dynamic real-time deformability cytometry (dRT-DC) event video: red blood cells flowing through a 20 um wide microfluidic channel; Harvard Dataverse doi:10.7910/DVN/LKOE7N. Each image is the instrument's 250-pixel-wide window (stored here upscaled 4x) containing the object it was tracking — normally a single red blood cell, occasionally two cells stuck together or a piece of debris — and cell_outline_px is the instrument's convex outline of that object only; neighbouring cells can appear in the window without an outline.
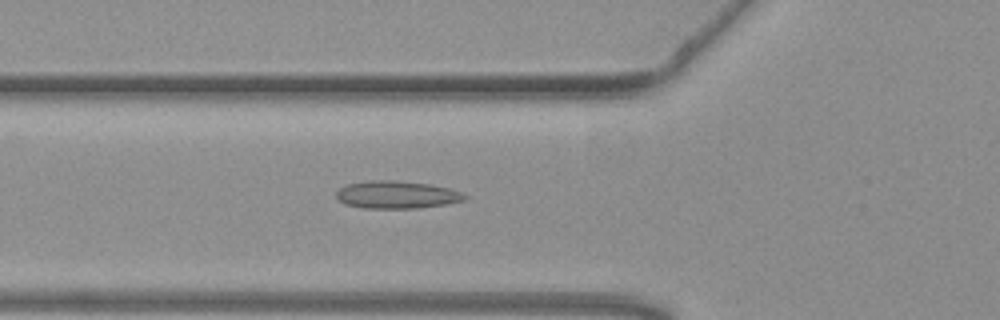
{"species": "common noctule bat (a hibernating species)", "species_latin": "Nyctalus noctula", "temperature_condition": "warm", "stored_images_in_passage": 54, "camera_frame_rate_fps": 3000, "um_per_image_px": 0.085, "animal": {"sex": "female", "body_mass_g": 19.3, "forearm_length_mm": 54.1}, "frame": {"image": 1, "passage_image": 19, "time_ms": 6.0, "image_size_px": [1000, 320], "cell_outline_px": [[468, 196], [464, 200], [448, 204], [420, 208], [364, 208], [344, 204], [336, 196], [336, 192], [340, 188], [348, 184], [368, 180], [396, 180], [428, 184], [448, 188], [460, 192]], "centroid_in_image_um": [33.72, 16.55], "position_along_channel_um": 92.1, "area_um2": 20.63}}
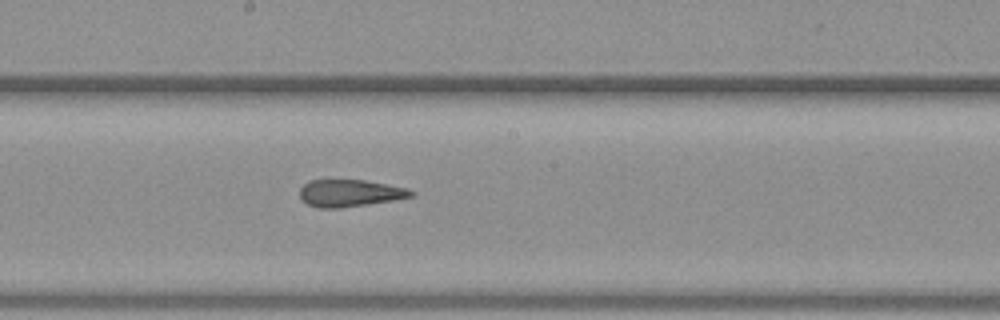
{"frame": {"image": 2, "passage_image": 29, "time_ms": 9.333, "image_size_px": [1000, 320], "cell_outline_px": [[416, 192], [412, 196], [396, 200], [340, 208], [316, 208], [300, 200], [300, 188], [304, 184], [312, 180], [364, 180], [408, 188]], "centroid_in_image_um": [29.74, 16.42], "position_along_channel_um": 218.5, "area_um2": 17.69}}
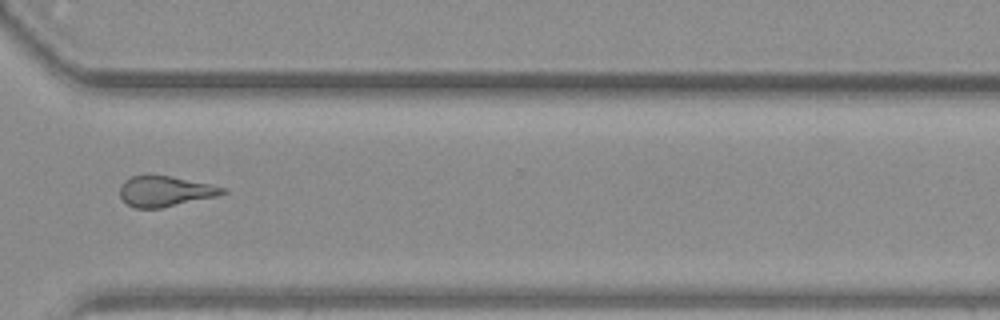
{"frame": {"image": 3, "passage_image": 40, "time_ms": 13.0, "image_size_px": [1000, 320], "cell_outline_px": [[228, 192], [220, 196], [160, 208], [136, 208], [128, 204], [120, 196], [120, 184], [124, 180], [132, 176], [148, 172], [172, 176], [208, 184], [224, 188]], "centroid_in_image_um": [14.01, 16.22], "position_along_channel_um": 356.6, "area_um2": 18.67}, "authors_computed_cell_mechanics": {"area_um2": 19.2185, "velocity_mm_per_s": 3.7727, "shape_relaxation_time_tau1_ms": null, "shape_relaxation_time_tau2_ms": 2.4093, "deformation_change_tau1": null, "deformation_change_tau2": 0.1083}}